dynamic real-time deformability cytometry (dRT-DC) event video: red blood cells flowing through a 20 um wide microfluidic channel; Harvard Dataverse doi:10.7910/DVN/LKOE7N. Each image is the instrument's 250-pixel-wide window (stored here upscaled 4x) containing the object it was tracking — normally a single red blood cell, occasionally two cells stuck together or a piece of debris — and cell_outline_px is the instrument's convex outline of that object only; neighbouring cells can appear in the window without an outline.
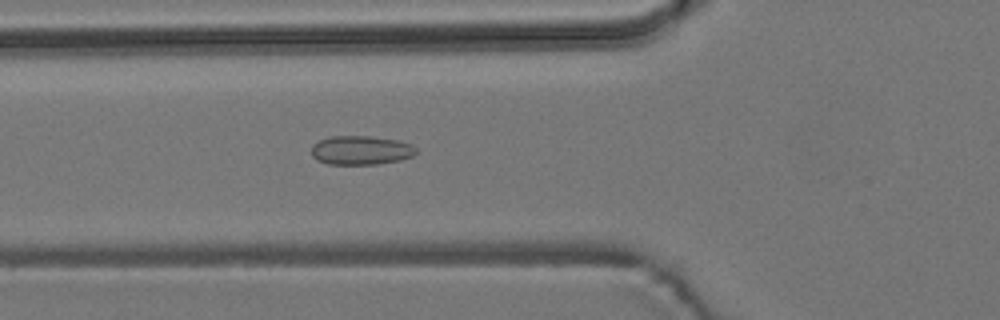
{"species": "common noctule bat (a hibernating species)", "species_latin": "Nyctalus noctula", "temperature_condition": "room temperature", "stored_images_in_passage": 29, "camera_frame_rate_fps": 3000, "um_per_image_px": 0.085, "animal": {"sex": "male", "body_mass_g": 19.2, "forearm_length_mm": 51.8}, "frame": {"image": 1, "passage_image": 18, "time_ms": 5.667, "image_size_px": [1000, 320], "cell_outline_px": [[416, 152], [412, 156], [400, 160], [376, 164], [328, 164], [316, 160], [312, 156], [312, 144], [320, 140], [332, 136], [368, 136], [396, 140], [412, 144], [416, 148]], "centroid_in_image_um": [30.66, 12.77], "position_along_channel_um": 95.1, "area_um2": 17.63}}
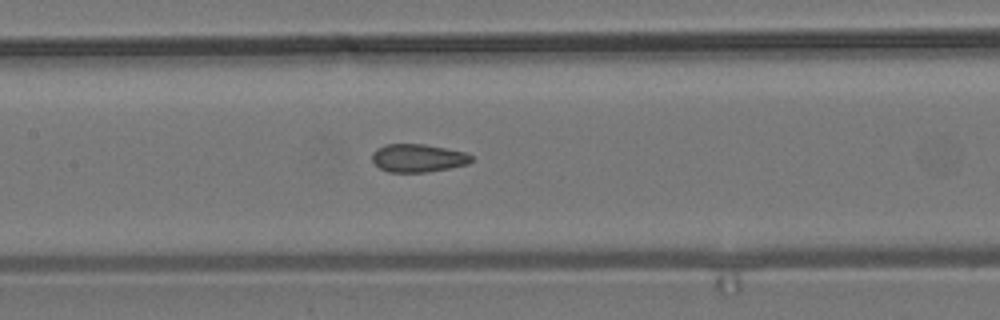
{"frame": {"image": 2, "passage_image": 24, "time_ms": 7.667, "image_size_px": [1000, 320], "cell_outline_px": [[472, 160], [468, 164], [448, 168], [424, 172], [388, 172], [380, 168], [372, 160], [372, 152], [376, 148], [384, 144], [424, 144], [464, 152], [472, 156]], "centroid_in_image_um": [35.49, 13.43], "position_along_channel_um": 171.9, "area_um2": 16.13}}
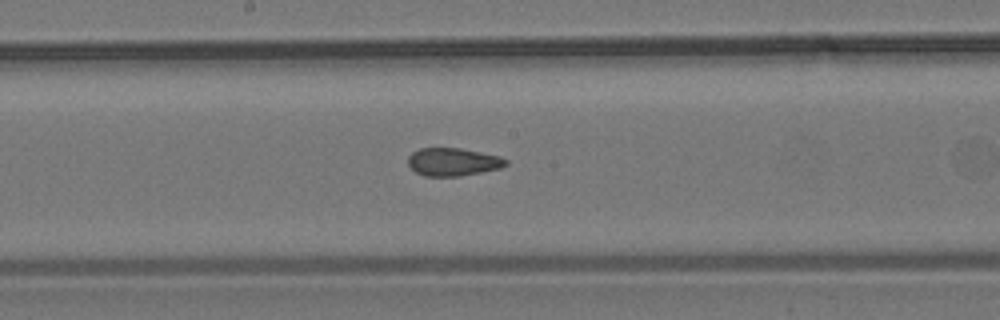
{"frame": {"image": 3, "passage_image": 27, "time_ms": 8.667, "image_size_px": [1000, 320], "cell_outline_px": [[508, 164], [500, 168], [460, 176], [424, 176], [416, 172], [408, 164], [408, 156], [412, 152], [420, 148], [460, 148], [500, 156], [508, 160]], "centroid_in_image_um": [38.5, 13.76], "position_along_channel_um": 209.7, "area_um2": 15.9}}